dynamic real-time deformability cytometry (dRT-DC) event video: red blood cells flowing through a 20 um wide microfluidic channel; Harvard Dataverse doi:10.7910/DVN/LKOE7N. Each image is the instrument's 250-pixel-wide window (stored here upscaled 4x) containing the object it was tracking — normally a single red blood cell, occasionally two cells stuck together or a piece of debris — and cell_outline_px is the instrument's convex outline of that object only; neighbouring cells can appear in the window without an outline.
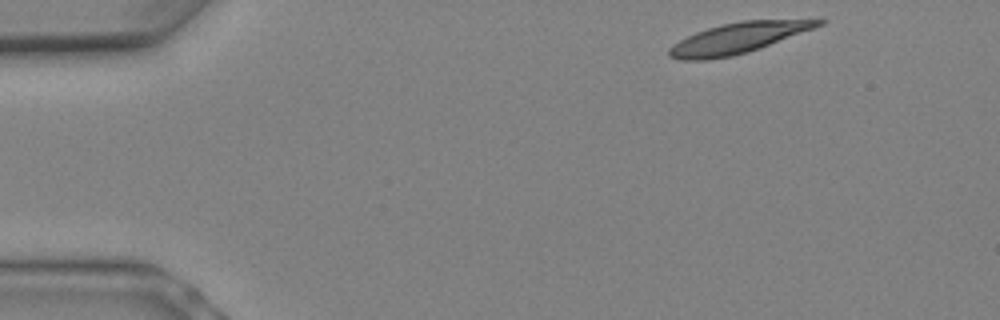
{"species": "Egyptian fruit bat (a non-hibernating species)", "species_latin": "Rousettus aegyptiacus", "temperature_condition": "warm", "stored_images_in_passage": 9, "camera_frame_rate_fps": 3000, "um_per_image_px": 0.085, "animal": {"sex": "female"}, "frame": {"image": 1, "passage_image": 1, "time_ms": 0.0, "image_size_px": [1000, 320], "cell_outline_px": [[828, 20], [824, 24], [760, 48], [748, 52], [732, 56], [708, 60], [680, 60], [668, 56], [668, 48], [672, 44], [696, 32], [708, 28], [724, 24], [744, 20]], "centroid_in_image_um": [62.67, 3.26], "position_along_channel_um": 22.3, "area_um2": 26.24}}
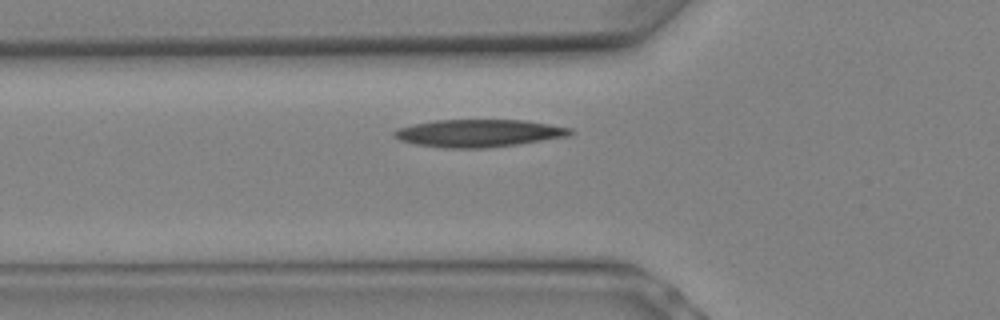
{"frame": {"image": 2, "passage_image": 6, "time_ms": 1.667, "image_size_px": [1000, 320], "cell_outline_px": [[576, 132], [572, 136], [488, 148], [444, 148], [416, 144], [400, 140], [392, 136], [392, 132], [396, 128], [412, 124], [436, 120], [524, 120], [572, 128]], "centroid_in_image_um": [40.7, 11.32], "position_along_channel_um": 85.1, "area_um2": 28.5}}
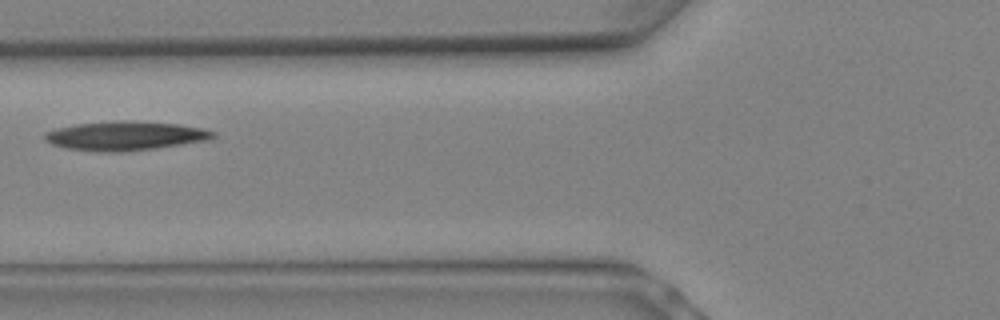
{"frame": {"image": 3, "passage_image": 7, "time_ms": 2.0, "image_size_px": [1000, 320], "cell_outline_px": [[216, 136], [208, 140], [156, 148], [124, 152], [104, 152], [68, 148], [52, 144], [44, 140], [44, 132], [56, 128], [76, 124], [180, 124], [200, 128], [216, 132]], "centroid_in_image_um": [10.63, 11.61], "position_along_channel_um": 115.2, "area_um2": 26.93}}